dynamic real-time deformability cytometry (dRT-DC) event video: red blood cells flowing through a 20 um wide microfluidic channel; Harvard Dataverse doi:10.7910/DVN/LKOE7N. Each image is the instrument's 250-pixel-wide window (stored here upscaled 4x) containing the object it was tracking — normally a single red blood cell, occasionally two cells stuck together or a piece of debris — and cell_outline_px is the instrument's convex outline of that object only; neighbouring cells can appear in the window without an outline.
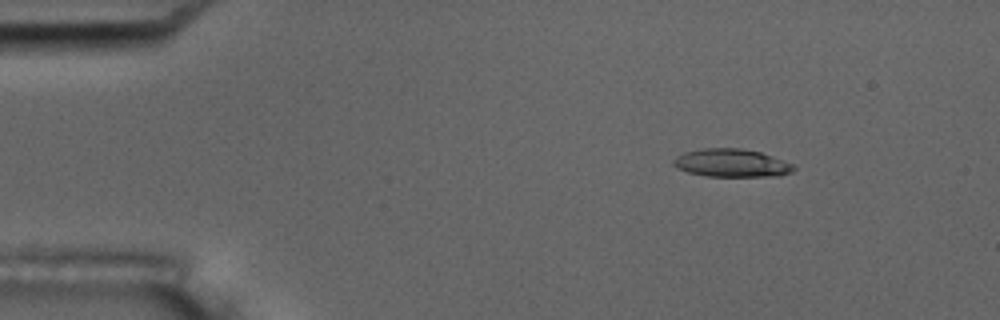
{"species": "common noctule bat (a hibernating species)", "species_latin": "Nyctalus noctula", "temperature_condition": "room temperature", "stored_images_in_passage": 7, "camera_frame_rate_fps": 3000, "um_per_image_px": 0.085, "animal": {"sex": "male", "body_mass_g": 17.5, "forearm_length_mm": 52.3}, "frame": {"image": 1, "passage_image": 3, "time_ms": 2.333, "image_size_px": [1000, 320], "cell_outline_px": [[796, 168], [792, 172], [780, 176], [708, 176], [688, 172], [676, 168], [672, 164], [672, 160], [676, 156], [684, 152], [704, 148], [740, 148], [760, 152], [796, 164]], "centroid_in_image_um": [62.2, 13.85], "position_along_channel_um": 22.8, "area_um2": 19.83}}
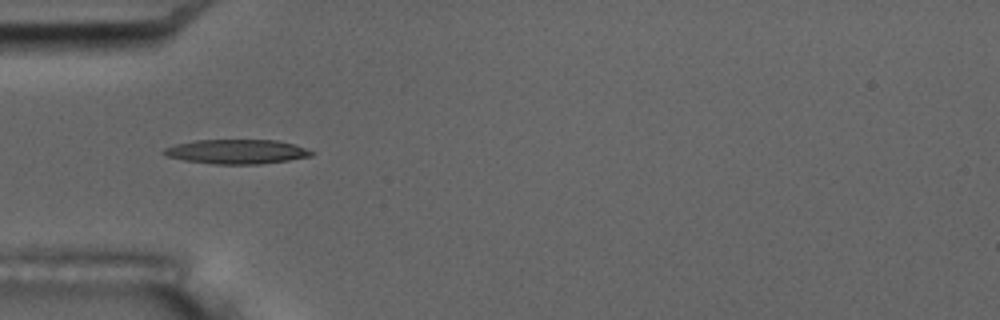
{"frame": {"image": 2, "passage_image": 6, "time_ms": 5.667, "image_size_px": [1000, 320], "cell_outline_px": [[316, 152], [312, 156], [288, 160], [260, 164], [212, 164], [184, 160], [168, 156], [160, 152], [164, 148], [176, 144], [196, 140], [276, 140], [296, 144]], "centroid_in_image_um": [20.14, 12.89], "position_along_channel_um": 64.9, "area_um2": 21.1}}